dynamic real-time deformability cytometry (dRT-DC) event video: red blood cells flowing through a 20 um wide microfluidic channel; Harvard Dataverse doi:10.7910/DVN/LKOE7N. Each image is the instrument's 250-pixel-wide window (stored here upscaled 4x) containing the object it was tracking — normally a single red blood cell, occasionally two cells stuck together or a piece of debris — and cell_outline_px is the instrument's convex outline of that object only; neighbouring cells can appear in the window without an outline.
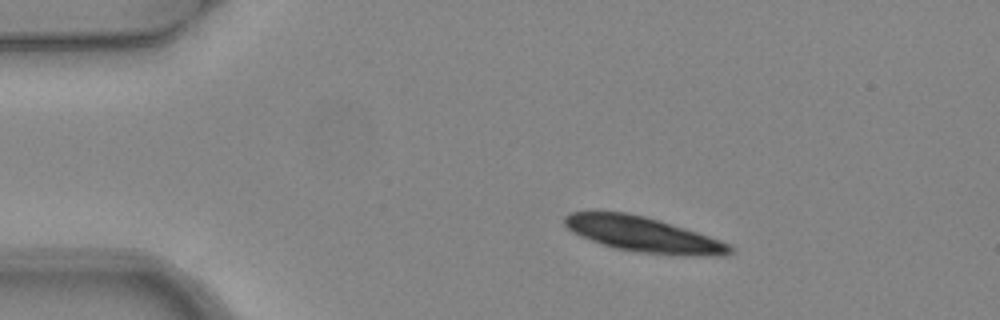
{"species": "common noctule bat (a hibernating species)", "species_latin": "Nyctalus noctula", "temperature_condition": "warm", "stored_images_in_passage": 4, "camera_frame_rate_fps": 3000, "um_per_image_px": 0.085, "animal": {"sex": "female", "body_mass_g": 24.6, "forearm_length_mm": 56.2}, "frame": {"image": 1, "passage_image": 1, "time_ms": 0.0, "image_size_px": [1000, 320], "cell_outline_px": [[736, 252], [724, 256], [684, 256], [640, 252], [616, 248], [580, 236], [572, 232], [564, 224], [564, 216], [572, 212], [628, 212], [660, 220], [732, 244], [736, 248]], "centroid_in_image_um": [54.77, 19.94], "position_along_channel_um": 30.2, "area_um2": 33.87}}